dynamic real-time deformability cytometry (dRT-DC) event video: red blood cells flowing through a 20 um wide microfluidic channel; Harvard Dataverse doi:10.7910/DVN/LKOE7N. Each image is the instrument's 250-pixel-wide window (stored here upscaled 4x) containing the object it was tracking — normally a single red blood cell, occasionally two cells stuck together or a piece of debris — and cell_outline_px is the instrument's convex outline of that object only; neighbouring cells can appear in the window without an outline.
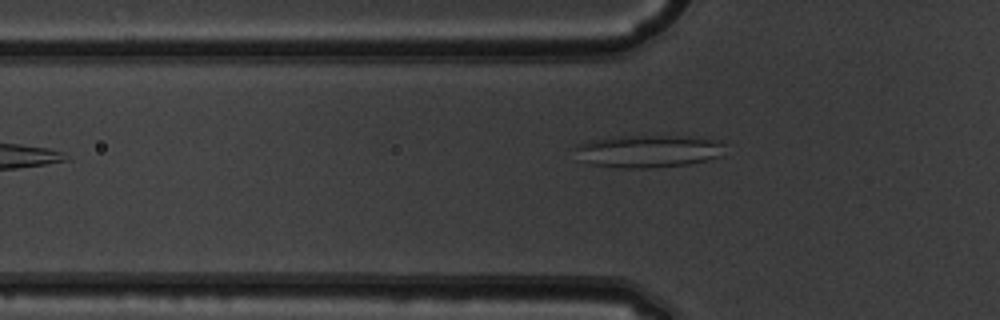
{"species": "common noctule bat (a hibernating species)", "species_latin": "Nyctalus noctula", "temperature_condition": "warm", "stored_images_in_passage": 31, "camera_frame_rate_fps": 3000, "um_per_image_px": 0.085, "animal": {"sex": "male", "body_mass_g": 19.5, "forearm_length_mm": 54.6}, "frame": {"image": 1, "passage_image": 3, "time_ms": 0.667, "image_size_px": [1000, 320], "cell_outline_px": [[724, 144], [720, 156], [708, 160], [688, 164], [656, 168], [624, 168], [592, 164], [584, 160], [576, 148], [576, 144], [592, 140], [624, 136], [684, 136], [720, 140]], "centroid_in_image_um": [55.18, 12.85], "position_along_channel_um": 70.6, "area_um2": 28.03}}
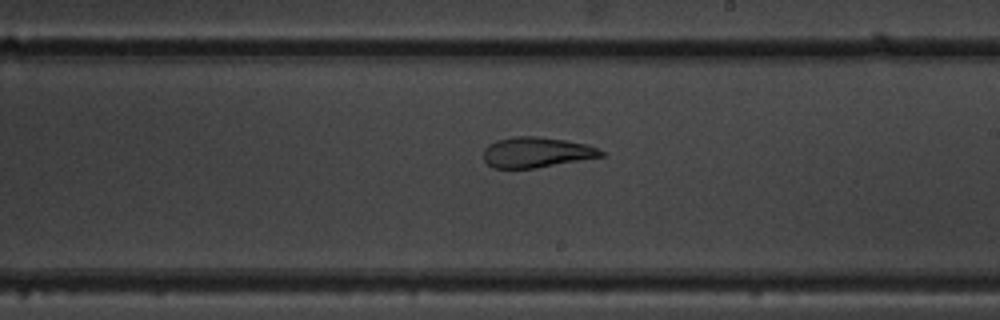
{"frame": {"image": 2, "passage_image": 16, "time_ms": 5.0, "image_size_px": [1000, 320], "cell_outline_px": [[604, 156], [536, 168], [492, 168], [484, 160], [484, 148], [488, 144], [496, 140], [512, 136], [536, 136], [564, 140], [588, 144], [604, 152]], "centroid_in_image_um": [45.57, 12.94], "position_along_channel_um": 243.4, "area_um2": 20.87}}
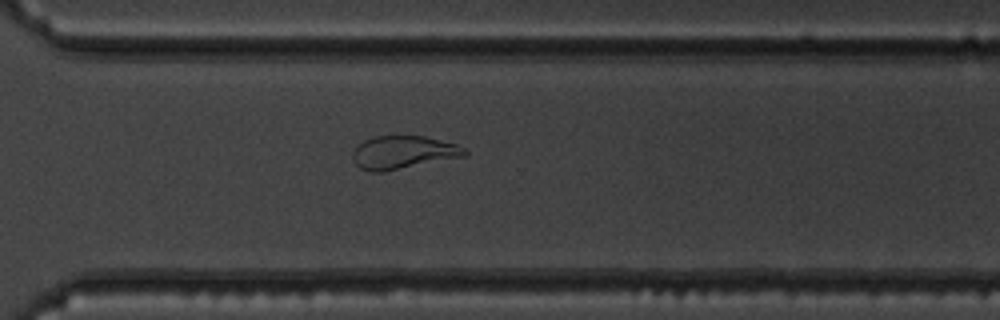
{"frame": {"image": 3, "passage_image": 23, "time_ms": 7.333, "image_size_px": [1000, 320], "cell_outline_px": [[468, 152], [464, 156], [384, 172], [368, 172], [360, 168], [356, 164], [352, 156], [352, 152], [364, 140], [376, 136], [424, 136], [456, 144], [464, 148]], "centroid_in_image_um": [34.25, 12.96], "position_along_channel_um": 336.4, "area_um2": 21.44}}